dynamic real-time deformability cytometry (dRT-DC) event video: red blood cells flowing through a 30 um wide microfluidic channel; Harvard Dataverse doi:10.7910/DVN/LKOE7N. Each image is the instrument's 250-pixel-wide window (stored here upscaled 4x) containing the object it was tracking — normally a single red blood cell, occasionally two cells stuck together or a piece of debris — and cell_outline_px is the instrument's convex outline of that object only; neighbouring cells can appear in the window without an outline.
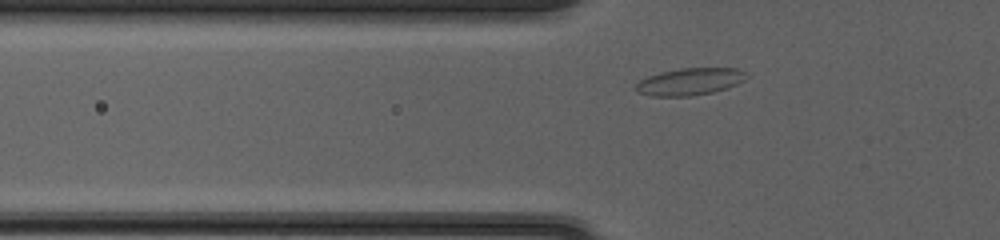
{"species": "common noctule bat (a hibernating species)", "species_latin": "Nyctalus noctula", "temperature_condition": "cold", "stored_images_in_passage": 37, "camera_frame_rate_fps": 3000, "um_per_image_px": 0.085, "animal": {"sex": "female", "body_mass_g": 20.0, "forearm_length_mm": 54.0}, "frame": {"image": 1, "passage_image": 5, "time_ms": 1.333, "image_size_px": [1000, 240], "cell_outline_px": [[748, 76], [744, 80], [728, 88], [712, 92], [688, 96], [652, 96], [636, 92], [632, 88], [640, 80], [648, 76], [660, 72], [680, 68], [736, 68], [744, 72]], "centroid_in_image_um": [58.59, 6.94], "position_along_channel_um": 67.2, "area_um2": 17.51}}
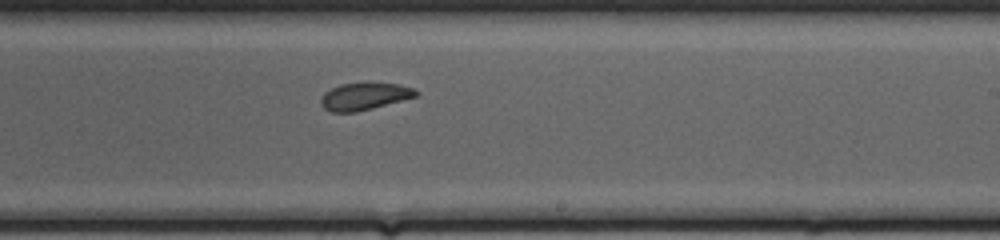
{"frame": {"image": 2, "passage_image": 19, "time_ms": 6.0, "image_size_px": [1000, 240], "cell_outline_px": [[420, 92], [416, 96], [372, 108], [356, 112], [332, 112], [324, 108], [320, 104], [320, 100], [324, 92], [340, 84], [400, 84], [412, 88]], "centroid_in_image_um": [30.94, 8.2], "position_along_channel_um": 258.1, "area_um2": 14.68}}
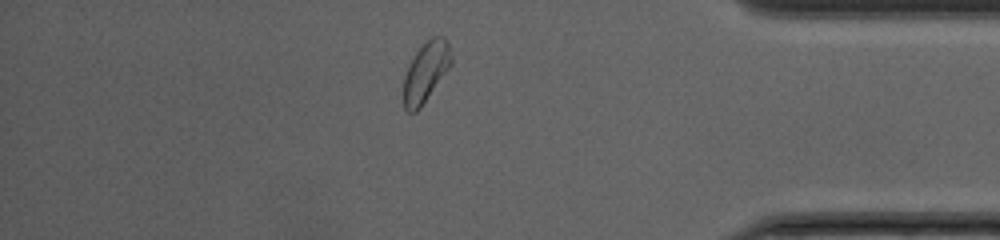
{"frame": {"image": 3, "passage_image": 31, "time_ms": 10.0, "image_size_px": [1000, 240], "cell_outline_px": [[452, 64], [420, 108], [416, 112], [408, 112], [404, 108], [404, 76], [408, 64], [416, 52], [432, 36], [444, 36], [448, 40], [452, 56]], "centroid_in_image_um": [36.21, 6.09], "position_along_channel_um": 399.0, "area_um2": 16.65}, "authors_computed_cell_mechanics": {"area_um2": 16.2418, "velocity_mm_per_s": 4.1448, "shape_relaxation_time_tau1_ms": 7.7737, "shape_relaxation_time_tau2_ms": 6.8452, "deformation_change_tau1": 0.1745, "deformation_change_tau2": 0.1268}}